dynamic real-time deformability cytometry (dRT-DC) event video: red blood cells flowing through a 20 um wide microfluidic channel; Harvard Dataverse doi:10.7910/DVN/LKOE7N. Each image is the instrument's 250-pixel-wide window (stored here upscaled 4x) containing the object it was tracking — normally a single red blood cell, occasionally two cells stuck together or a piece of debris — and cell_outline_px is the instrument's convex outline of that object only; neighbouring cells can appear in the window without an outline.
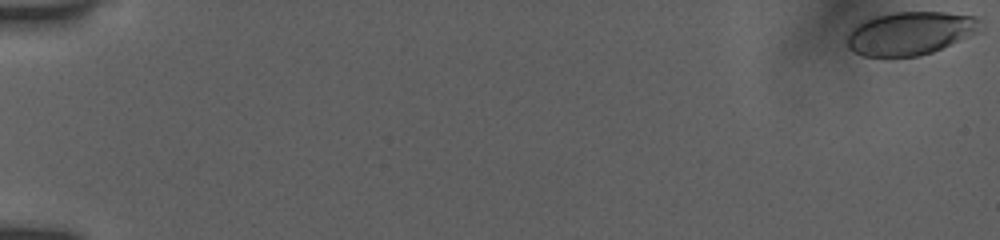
{"species": "human", "species_latin": "Homo sapiens", "temperature_condition": "room temperature", "stored_images_in_passage": 54, "camera_frame_rate_fps": 3000, "um_per_image_px": 0.085, "donor": {"sex": "female"}, "frame": {"image": 1, "passage_image": 1, "time_ms": 0.0, "image_size_px": [1000, 240], "cell_outline_px": [[984, 20], [972, 32], [932, 52], [920, 56], [864, 56], [848, 48], [848, 32], [856, 24], [864, 20], [876, 16], [892, 12], [944, 12], [976, 16]], "centroid_in_image_um": [77.29, 2.81], "position_along_channel_um": 7.7, "area_um2": 32.89}}
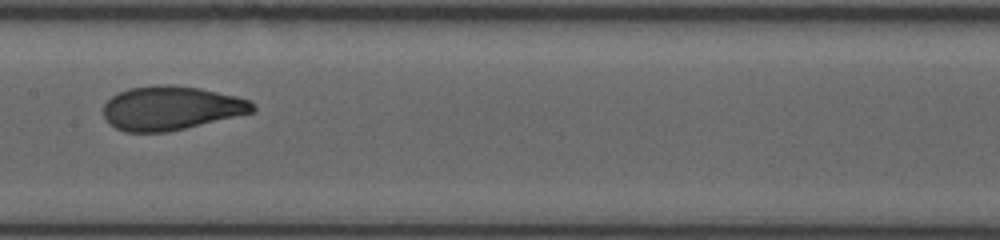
{"frame": {"image": 2, "passage_image": 30, "time_ms": 9.667, "image_size_px": [1000, 240], "cell_outline_px": [[256, 108], [252, 112], [168, 132], [124, 132], [108, 124], [104, 120], [104, 104], [112, 96], [128, 88], [152, 84], [168, 84], [200, 88], [236, 96], [252, 100], [256, 104]], "centroid_in_image_um": [14.51, 9.18], "position_along_channel_um": 192.9, "area_um2": 38.38}}
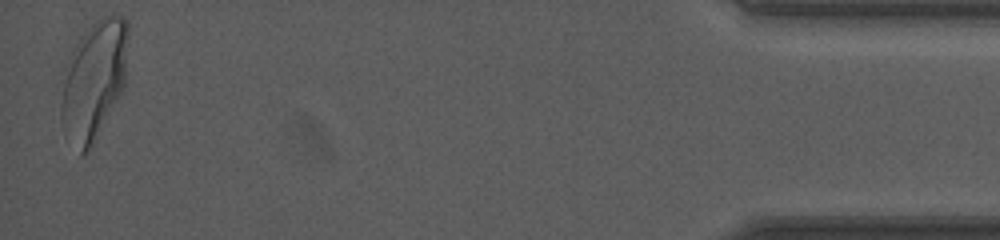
{"frame": {"image": 3, "passage_image": 54, "time_ms": 17.667, "image_size_px": [1000, 240], "cell_outline_px": [[128, 36], [124, 88], [88, 152], [80, 156], [64, 136], [60, 120], [60, 104], [68, 60], [72, 48], [84, 32], [96, 20], [104, 16], [124, 16], [128, 20]], "centroid_in_image_um": [7.96, 6.86], "position_along_channel_um": 427.2, "area_um2": 46.59}, "authors_computed_cell_mechanics": {"area_um2": 37.7434, "velocity_mm_per_s": 3.9159, "shape_relaxation_time_tau1_ms": 4.0522, "shape_relaxation_time_tau2_ms": null, "deformation_change_tau1": 0.1619, "deformation_change_tau2": null}}